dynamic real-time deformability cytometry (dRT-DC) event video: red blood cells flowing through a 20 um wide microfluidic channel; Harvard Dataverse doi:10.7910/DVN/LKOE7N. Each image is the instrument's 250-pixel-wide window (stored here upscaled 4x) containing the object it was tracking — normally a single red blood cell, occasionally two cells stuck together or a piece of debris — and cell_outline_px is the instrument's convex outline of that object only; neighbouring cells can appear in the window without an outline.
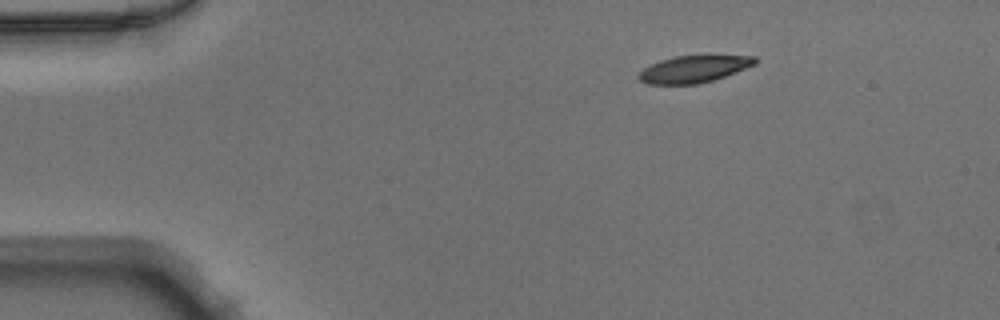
{"species": "Egyptian fruit bat (a non-hibernating species)", "species_latin": "Rousettus aegyptiacus", "temperature_condition": "warm", "stored_images_in_passage": 43, "camera_frame_rate_fps": 3000, "um_per_image_px": 0.085, "animal": {"sex": "male"}, "frame": {"image": 1, "passage_image": 1, "time_ms": 0.0, "image_size_px": [1000, 320], "cell_outline_px": [[756, 64], [724, 76], [712, 80], [696, 84], [648, 84], [640, 80], [636, 76], [644, 68], [660, 60], [676, 56], [704, 52], [708, 52], [756, 56]], "centroid_in_image_um": [59.04, 5.8], "position_along_channel_um": 26.0, "area_um2": 19.13}}
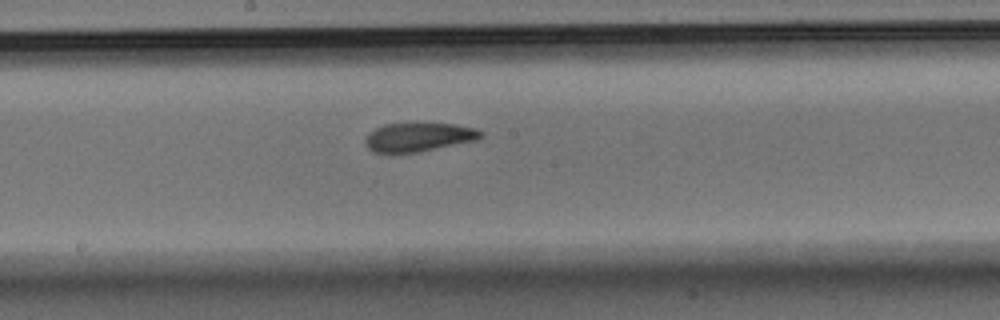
{"frame": {"image": 2, "passage_image": 20, "time_ms": 6.333, "image_size_px": [1000, 320], "cell_outline_px": [[484, 136], [476, 140], [416, 152], [392, 156], [388, 156], [372, 152], [364, 144], [364, 140], [368, 132], [384, 124], [416, 120], [456, 124], [476, 128], [484, 132]], "centroid_in_image_um": [35.5, 11.63], "position_along_channel_um": 212.7, "area_um2": 20.92}}
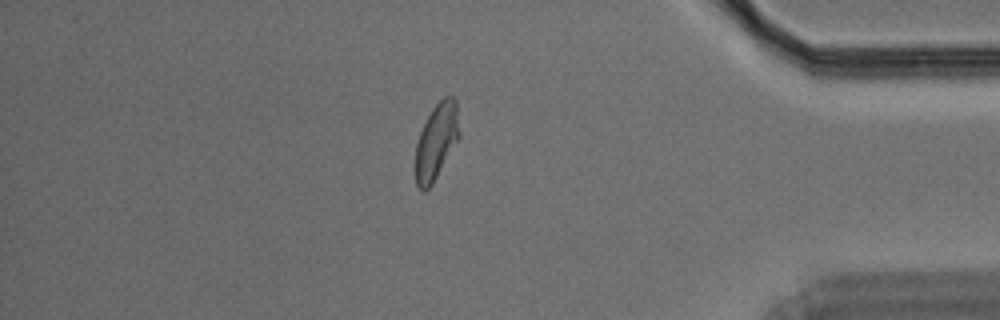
{"frame": {"image": 3, "passage_image": 36, "time_ms": 11.667, "image_size_px": [1000, 320], "cell_outline_px": [[460, 136], [432, 184], [424, 192], [416, 184], [416, 144], [420, 132], [432, 108], [444, 96], [452, 96], [456, 100], [460, 132]], "centroid_in_image_um": [37.1, 11.99], "position_along_channel_um": 398.1, "area_um2": 19.13}}